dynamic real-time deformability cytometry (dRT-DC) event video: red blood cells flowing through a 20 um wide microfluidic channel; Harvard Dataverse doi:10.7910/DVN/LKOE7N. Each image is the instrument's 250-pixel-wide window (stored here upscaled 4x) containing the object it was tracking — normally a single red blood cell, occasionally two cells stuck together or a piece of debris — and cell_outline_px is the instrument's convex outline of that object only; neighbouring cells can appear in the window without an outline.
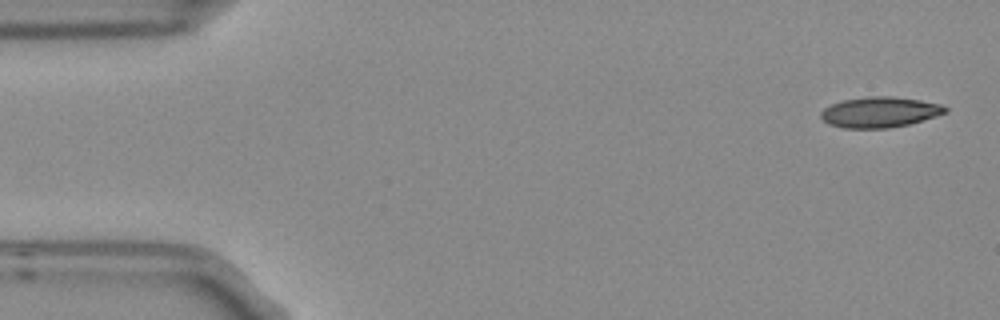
{"species": "Egyptian fruit bat (a non-hibernating species)", "species_latin": "Rousettus aegyptiacus", "temperature_condition": "room temperature", "stored_images_in_passage": 4, "camera_frame_rate_fps": 3000, "um_per_image_px": 0.085, "frame": {"image": 1, "passage_image": 1, "time_ms": 0.0, "image_size_px": [1000, 320], "cell_outline_px": [[948, 112], [936, 116], [908, 124], [888, 128], [844, 128], [828, 124], [820, 116], [820, 112], [824, 108], [832, 104], [844, 100], [868, 96], [892, 96], [920, 100], [940, 104], [948, 108]], "centroid_in_image_um": [74.78, 9.53], "position_along_channel_um": 10.2, "area_um2": 22.08}}